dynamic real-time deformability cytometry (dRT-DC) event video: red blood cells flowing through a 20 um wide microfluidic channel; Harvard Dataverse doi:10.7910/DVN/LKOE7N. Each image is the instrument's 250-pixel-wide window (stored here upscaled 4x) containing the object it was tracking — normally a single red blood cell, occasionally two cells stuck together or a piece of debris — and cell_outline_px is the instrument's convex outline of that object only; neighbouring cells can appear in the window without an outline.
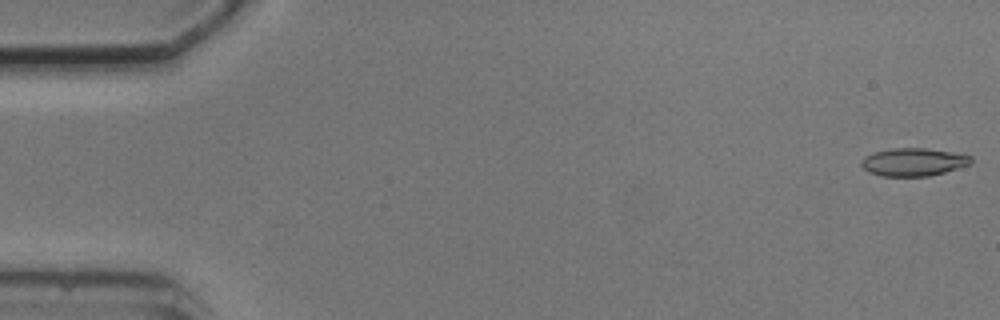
{"species": "common noctule bat (a hibernating species)", "species_latin": "Nyctalus noctula", "temperature_condition": "cold", "stored_images_in_passage": 5, "camera_frame_rate_fps": 3000, "um_per_image_px": 0.085, "animal": {"sex": "male", "body_mass_g": 20.5, "forearm_length_mm": 52.5}, "frame": {"image": 1, "passage_image": 1, "time_ms": 0.0, "image_size_px": [1000, 320], "cell_outline_px": [[972, 164], [944, 172], [928, 176], [880, 176], [868, 172], [860, 164], [864, 156], [872, 152], [892, 148], [928, 148], [952, 152], [972, 156]], "centroid_in_image_um": [77.63, 13.76], "position_along_channel_um": 7.4, "area_um2": 17.98}}
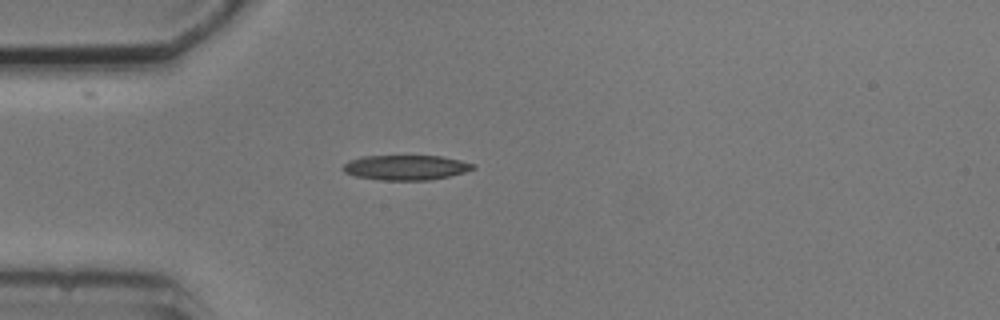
{"frame": {"image": 2, "passage_image": 5, "time_ms": 4.667, "image_size_px": [1000, 320], "cell_outline_px": [[476, 168], [464, 172], [448, 176], [428, 180], [380, 180], [356, 176], [344, 172], [340, 168], [348, 160], [360, 156], [440, 156], [460, 160], [476, 164]], "centroid_in_image_um": [34.46, 14.23], "position_along_channel_um": 50.5, "area_um2": 18.96}}